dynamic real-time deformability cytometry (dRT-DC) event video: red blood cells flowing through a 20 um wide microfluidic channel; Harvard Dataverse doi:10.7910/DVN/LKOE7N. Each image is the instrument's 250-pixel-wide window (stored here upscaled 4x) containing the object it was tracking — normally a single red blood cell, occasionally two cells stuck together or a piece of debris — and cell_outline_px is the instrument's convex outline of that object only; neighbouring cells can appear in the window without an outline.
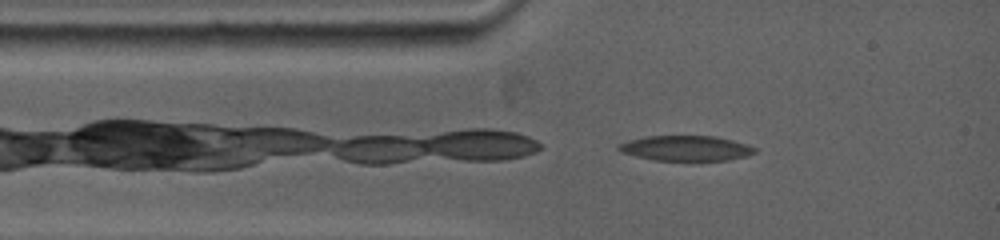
{"species": "common noctule bat (a hibernating species)", "species_latin": "Nyctalus noctula", "temperature_condition": "warm", "stored_images_in_passage": 31, "camera_frame_rate_fps": 5000, "um_per_image_px": 0.085, "animal": {"sex": "female", "body_mass_g": 19.0, "forearm_length_mm": 53.3}, "frame": {"image": 1, "passage_image": 1, "time_ms": 0.0, "image_size_px": [1000, 240], "cell_outline_px": [[756, 152], [744, 156], [728, 160], [656, 160], [636, 156], [620, 152], [616, 148], [616, 144], [628, 140], [644, 136], [716, 136], [732, 140], [756, 148]], "centroid_in_image_um": [58.23, 12.59], "position_along_channel_um": 26.8, "area_um2": 19.88}}
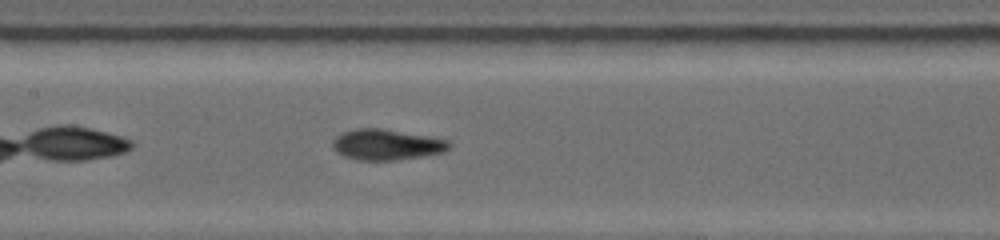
{"frame": {"image": 2, "passage_image": 11, "time_ms": 4.0, "image_size_px": [1000, 240], "cell_outline_px": [[452, 148], [444, 152], [396, 160], [356, 160], [344, 156], [336, 152], [332, 148], [332, 140], [340, 132], [356, 128], [384, 128], [428, 136], [448, 140], [452, 144]], "centroid_in_image_um": [32.83, 12.28], "position_along_channel_um": 174.6, "area_um2": 21.15}}
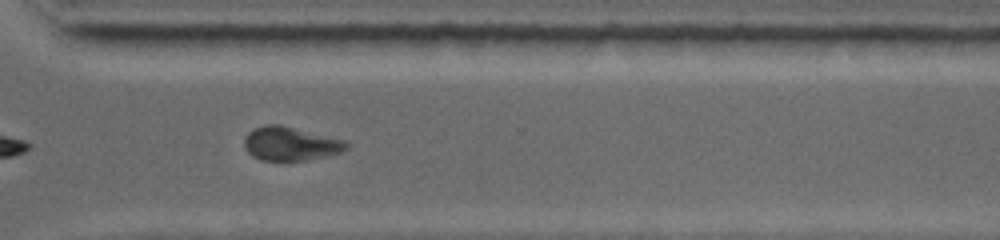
{"frame": {"image": 3, "passage_image": 22, "time_ms": 8.4, "image_size_px": [1000, 240], "cell_outline_px": [[352, 144], [348, 148], [340, 152], [324, 156], [304, 160], [260, 160], [252, 156], [248, 152], [244, 144], [244, 136], [248, 132], [264, 124], [280, 124], [344, 140]], "centroid_in_image_um": [24.68, 12.2], "position_along_channel_um": 345.9, "area_um2": 20.0}, "authors_computed_cell_mechanics": {"area_um2": 20.1722, "velocity_mm_per_s": 3.8986, "shape_relaxation_time_tau1_ms": null, "shape_relaxation_time_tau2_ms": 2.9787, "deformation_change_tau1": null, "deformation_change_tau2": 0.1043}}